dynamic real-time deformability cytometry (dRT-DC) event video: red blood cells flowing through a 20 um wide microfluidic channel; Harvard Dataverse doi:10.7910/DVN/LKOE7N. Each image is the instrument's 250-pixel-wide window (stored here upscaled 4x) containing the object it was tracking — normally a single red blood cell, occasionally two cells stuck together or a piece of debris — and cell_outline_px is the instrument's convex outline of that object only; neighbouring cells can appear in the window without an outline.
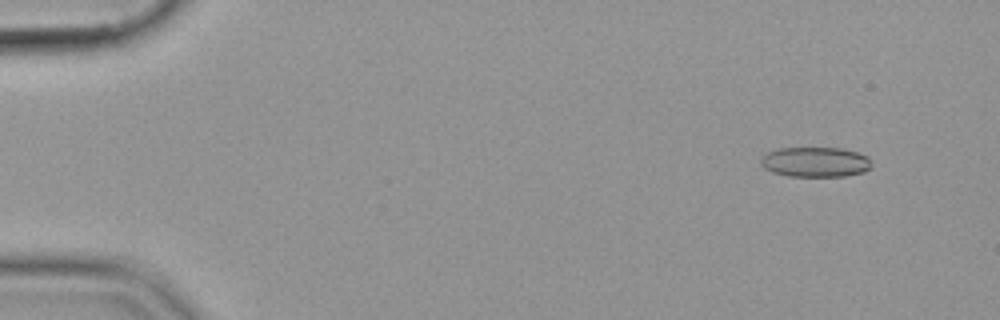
{"species": "common noctule bat (a hibernating species)", "species_latin": "Nyctalus noctula", "temperature_condition": "cold", "stored_images_in_passage": 12, "camera_frame_rate_fps": 3000, "um_per_image_px": 0.085, "animal": {"sex": "female", "body_mass_g": 19.9}, "frame": {"image": 1, "passage_image": 3, "time_ms": 0.667, "image_size_px": [1000, 320], "cell_outline_px": [[872, 164], [864, 172], [844, 176], [788, 176], [772, 172], [764, 168], [760, 164], [760, 160], [768, 152], [776, 148], [840, 148], [856, 152], [868, 156], [872, 160]], "centroid_in_image_um": [69.3, 13.77], "position_along_channel_um": 15.7, "area_um2": 19.42}}